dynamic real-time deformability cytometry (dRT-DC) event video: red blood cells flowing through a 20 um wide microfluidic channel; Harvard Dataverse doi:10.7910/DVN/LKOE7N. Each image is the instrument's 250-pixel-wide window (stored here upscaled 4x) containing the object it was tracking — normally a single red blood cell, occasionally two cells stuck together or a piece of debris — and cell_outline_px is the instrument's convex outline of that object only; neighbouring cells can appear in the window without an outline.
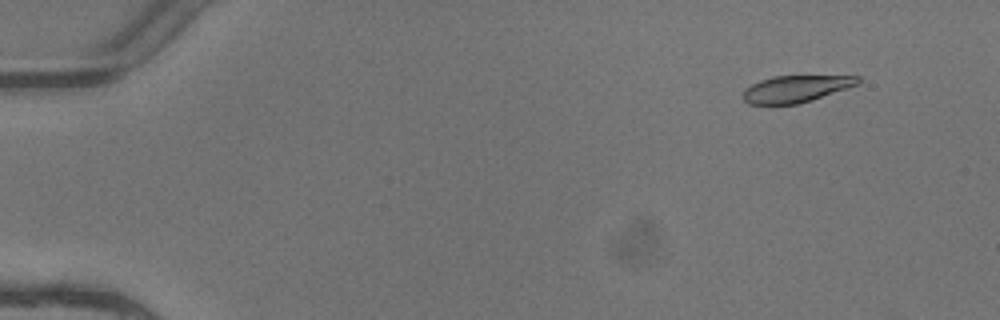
{"species": "common noctule bat (a hibernating species)", "species_latin": "Nyctalus noctula", "temperature_condition": "warm", "stored_images_in_passage": 5, "camera_frame_rate_fps": 3000, "um_per_image_px": 0.085, "animal": {"sex": "female"}, "frame": {"image": 1, "passage_image": 2, "time_ms": 0.333, "image_size_px": [1000, 320], "cell_outline_px": [[860, 80], [856, 84], [812, 100], [796, 104], [748, 104], [744, 100], [744, 88], [760, 80], [772, 76], [860, 76]], "centroid_in_image_um": [67.59, 7.55], "position_along_channel_um": 17.4, "area_um2": 17.63}}
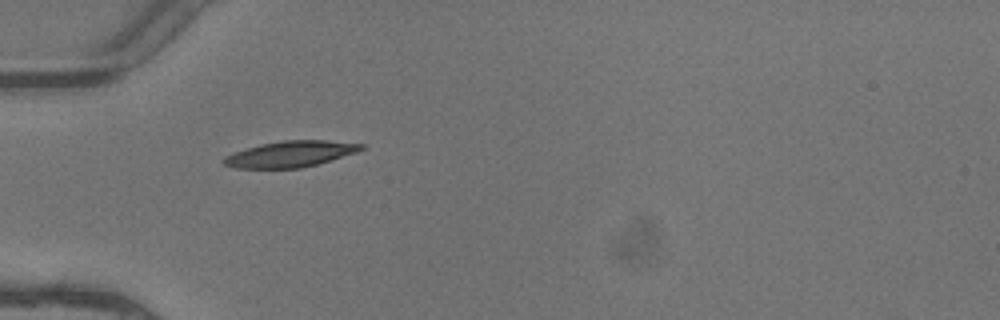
{"frame": {"image": 2, "passage_image": 5, "time_ms": 1.333, "image_size_px": [1000, 320], "cell_outline_px": [[364, 148], [356, 152], [316, 164], [300, 168], [232, 168], [224, 164], [220, 160], [224, 156], [260, 144], [284, 140], [324, 140], [364, 144]], "centroid_in_image_um": [24.64, 13.09], "position_along_channel_um": 60.4, "area_um2": 20.63}}